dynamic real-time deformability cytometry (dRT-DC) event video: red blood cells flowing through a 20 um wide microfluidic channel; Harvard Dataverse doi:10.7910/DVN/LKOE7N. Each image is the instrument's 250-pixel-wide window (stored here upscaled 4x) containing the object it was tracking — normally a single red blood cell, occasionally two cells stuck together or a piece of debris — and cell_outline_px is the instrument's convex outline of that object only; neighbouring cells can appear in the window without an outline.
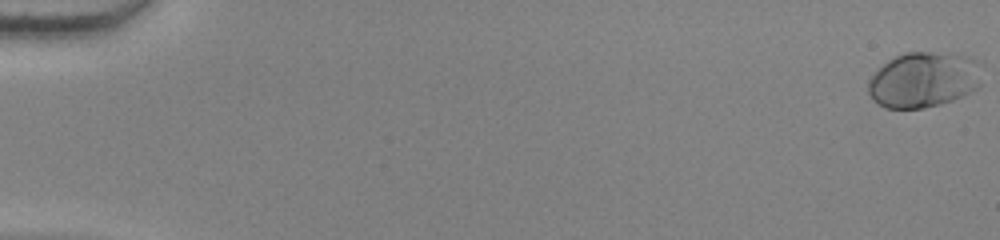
{"species": "human", "species_latin": "Homo sapiens", "temperature_condition": "warm", "stored_images_in_passage": 56, "camera_frame_rate_fps": 3000, "um_per_image_px": 0.085, "donor": {"sex": "female"}, "frame": {"image": 1, "passage_image": 1, "time_ms": 0.0, "image_size_px": [1000, 240], "cell_outline_px": [[980, 84], [976, 88], [964, 96], [940, 104], [924, 108], [884, 108], [872, 100], [868, 92], [868, 84], [872, 76], [888, 60], [904, 52], [928, 52], [968, 56], [976, 60]], "centroid_in_image_um": [78.47, 6.8], "position_along_channel_um": 6.5, "area_um2": 36.36}}
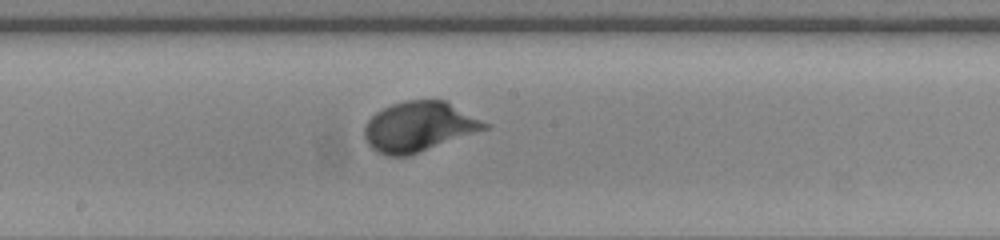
{"frame": {"image": 2, "passage_image": 32, "time_ms": 10.333, "image_size_px": [1000, 240], "cell_outline_px": [[492, 128], [408, 156], [388, 156], [376, 152], [364, 140], [364, 124], [376, 112], [392, 104], [404, 100], [444, 100], [492, 124]], "centroid_in_image_um": [35.64, 10.77], "position_along_channel_um": 212.6, "area_um2": 35.43}}
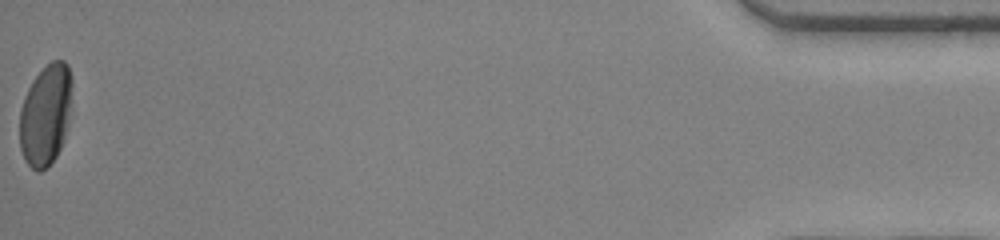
{"frame": {"image": 3, "passage_image": 56, "time_ms": 18.333, "image_size_px": [1000, 240], "cell_outline_px": [[72, 84], [68, 124], [60, 148], [56, 156], [48, 168], [40, 172], [36, 172], [24, 160], [20, 148], [20, 108], [24, 96], [32, 80], [52, 60], [64, 60], [68, 64], [72, 76]], "centroid_in_image_um": [3.87, 9.77], "position_along_channel_um": 431.3, "area_um2": 31.1}, "authors_computed_cell_mechanics": {"area_um2": 32.1946, "velocity_mm_per_s": 3.8299, "shape_relaxation_time_tau1_ms": 2.4632, "shape_relaxation_time_tau2_ms": null, "deformation_change_tau1": 0.1414, "deformation_change_tau2": null}}